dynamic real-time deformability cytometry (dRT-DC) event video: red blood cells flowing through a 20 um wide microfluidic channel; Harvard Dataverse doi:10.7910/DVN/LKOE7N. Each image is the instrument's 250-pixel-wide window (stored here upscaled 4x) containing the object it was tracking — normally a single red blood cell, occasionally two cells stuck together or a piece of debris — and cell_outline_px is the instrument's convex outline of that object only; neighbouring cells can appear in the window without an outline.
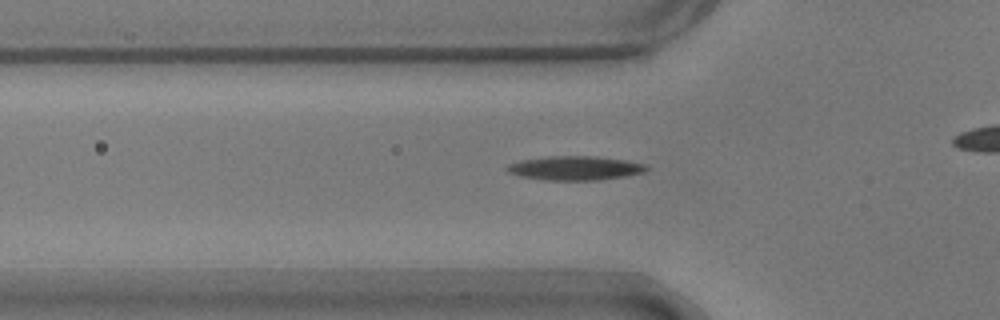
{"species": "common noctule bat (a hibernating species)", "species_latin": "Nyctalus noctula", "temperature_condition": "warm", "stored_images_in_passage": 38, "camera_frame_rate_fps": 3000, "um_per_image_px": 0.085, "animal": {"sex": "male", "body_mass_g": 17.9}, "frame": {"image": 1, "passage_image": 12, "time_ms": 3.667, "image_size_px": [1000, 320], "cell_outline_px": [[648, 168], [644, 172], [624, 176], [596, 180], [544, 180], [520, 176], [508, 172], [504, 168], [508, 164], [520, 160], [544, 156], [596, 156], [624, 160], [644, 164]], "centroid_in_image_um": [48.81, 14.28], "position_along_channel_um": 77.0, "area_um2": 19.54}}
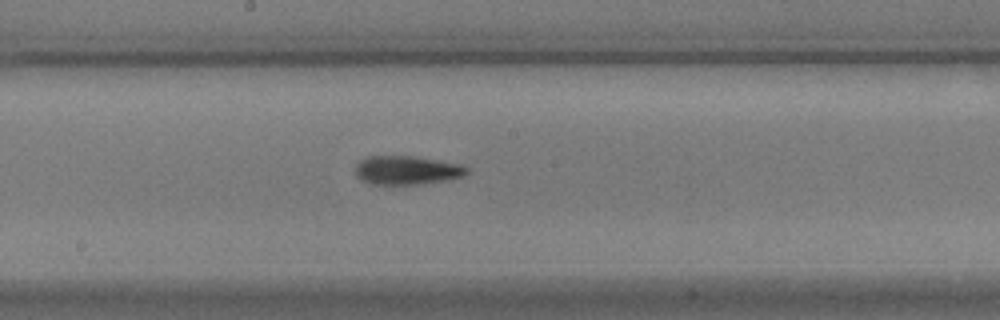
{"frame": {"image": 2, "passage_image": 23, "time_ms": 7.333, "image_size_px": [1000, 320], "cell_outline_px": [[468, 172], [464, 176], [448, 180], [420, 184], [372, 184], [364, 180], [356, 172], [356, 164], [364, 156], [416, 156], [460, 164], [468, 168]], "centroid_in_image_um": [34.62, 14.45], "position_along_channel_um": 213.6, "area_um2": 18.61}}
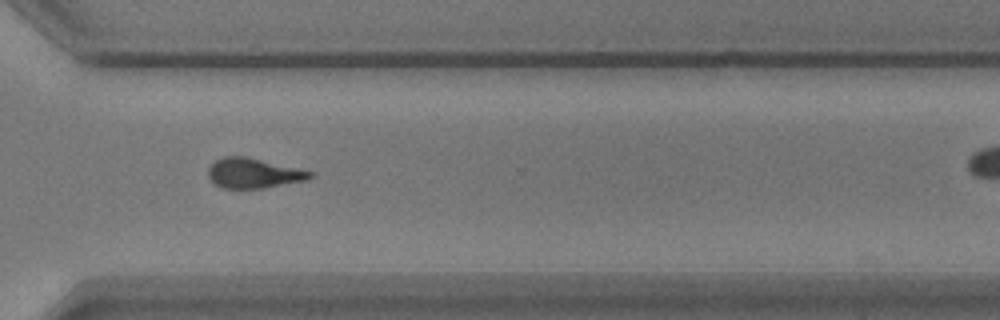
{"frame": {"image": 3, "passage_image": 34, "time_ms": 11.0, "image_size_px": [1000, 320], "cell_outline_px": [[316, 176], [308, 180], [264, 188], [224, 188], [212, 184], [208, 176], [208, 168], [216, 160], [224, 156], [244, 156], [312, 172]], "centroid_in_image_um": [21.53, 14.74], "position_along_channel_um": 349.1, "area_um2": 17.69}}